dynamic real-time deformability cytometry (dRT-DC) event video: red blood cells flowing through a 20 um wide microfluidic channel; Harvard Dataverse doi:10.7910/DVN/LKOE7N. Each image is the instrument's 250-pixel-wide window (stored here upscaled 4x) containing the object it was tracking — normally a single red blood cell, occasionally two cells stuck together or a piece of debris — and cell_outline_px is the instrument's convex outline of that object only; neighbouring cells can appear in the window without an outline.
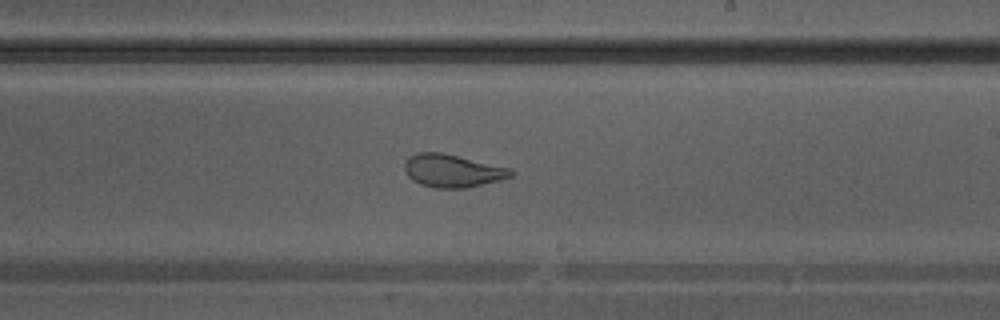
{"species": "Egyptian fruit bat (a non-hibernating species)", "species_latin": "Rousettus aegyptiacus", "temperature_condition": "warm", "stored_images_in_passage": 41, "camera_frame_rate_fps": 3000, "um_per_image_px": 0.085, "animal": {"sex": "male"}, "frame": {"image": 1, "passage_image": 24, "time_ms": 7.667, "image_size_px": [1000, 320], "cell_outline_px": [[516, 172], [512, 176], [500, 180], [464, 188], [436, 188], [420, 184], [412, 180], [408, 176], [404, 168], [404, 164], [408, 156], [420, 152], [440, 152], [512, 168]], "centroid_in_image_um": [38.47, 14.51], "position_along_channel_um": 250.5, "area_um2": 20.4}}